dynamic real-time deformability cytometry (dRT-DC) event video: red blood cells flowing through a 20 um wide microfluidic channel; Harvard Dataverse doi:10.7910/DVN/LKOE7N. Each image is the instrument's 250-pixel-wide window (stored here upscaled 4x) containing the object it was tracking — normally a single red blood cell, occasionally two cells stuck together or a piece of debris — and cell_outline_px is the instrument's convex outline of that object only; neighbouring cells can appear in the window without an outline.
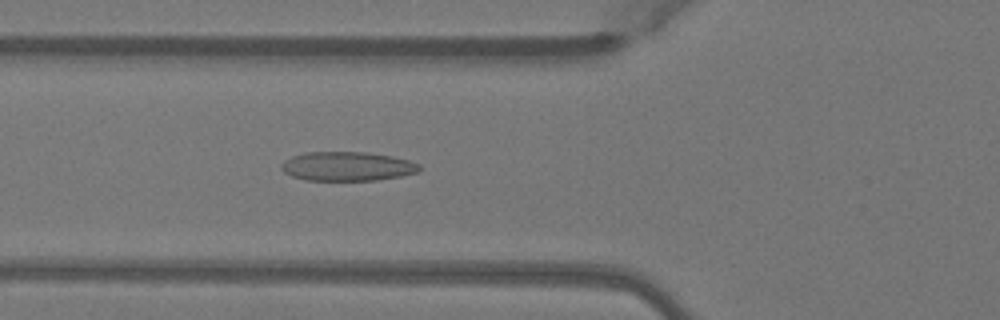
{"species": "Egyptian fruit bat (a non-hibernating species)", "species_latin": "Rousettus aegyptiacus", "temperature_condition": "warm", "stored_images_in_passage": 41, "camera_frame_rate_fps": 3000, "um_per_image_px": 0.085, "animal": {"sex": "female"}, "frame": {"image": 1, "passage_image": 9, "time_ms": 2.667, "image_size_px": [1000, 320], "cell_outline_px": [[420, 172], [400, 176], [376, 180], [304, 180], [292, 176], [284, 172], [280, 168], [280, 164], [284, 160], [292, 156], [304, 152], [364, 152], [392, 156], [408, 160], [420, 164]], "centroid_in_image_um": [29.5, 14.13], "position_along_channel_um": 96.3, "area_um2": 23.52}}
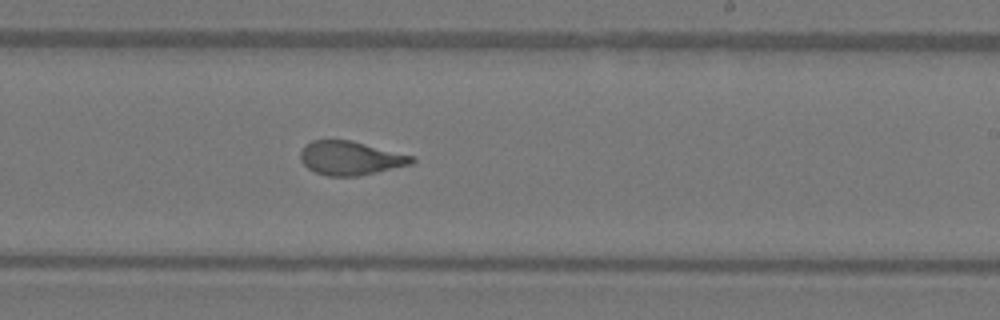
{"frame": {"image": 2, "passage_image": 21, "time_ms": 6.667, "image_size_px": [1000, 320], "cell_outline_px": [[416, 160], [412, 164], [360, 176], [328, 176], [316, 172], [308, 168], [300, 160], [300, 152], [304, 144], [312, 140], [348, 140], [416, 156]], "centroid_in_image_um": [29.79, 13.44], "position_along_channel_um": 259.2, "area_um2": 22.02}}
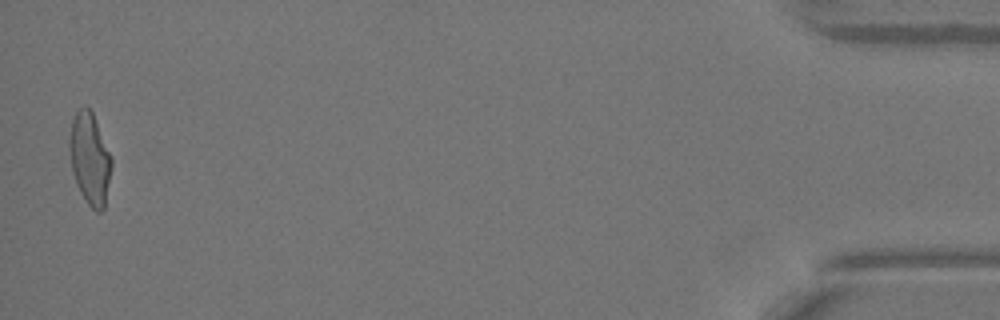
{"frame": {"image": 3, "passage_image": 40, "time_ms": 13.0, "image_size_px": [1000, 320], "cell_outline_px": [[112, 168], [104, 208], [100, 212], [96, 212], [88, 204], [80, 192], [76, 184], [72, 172], [68, 148], [68, 140], [72, 120], [76, 112], [80, 108], [88, 104], [92, 112], [112, 156]], "centroid_in_image_um": [7.63, 13.47], "position_along_channel_um": 427.6, "area_um2": 22.83}, "authors_computed_cell_mechanics": {"area_um2": 22.4842, "velocity_mm_per_s": 4.0628, "shape_relaxation_time_tau1_ms": 6.8528, "shape_relaxation_time_tau2_ms": 0.9222, "deformation_change_tau1": 0.2176, "deformation_change_tau2": 0.0793}}